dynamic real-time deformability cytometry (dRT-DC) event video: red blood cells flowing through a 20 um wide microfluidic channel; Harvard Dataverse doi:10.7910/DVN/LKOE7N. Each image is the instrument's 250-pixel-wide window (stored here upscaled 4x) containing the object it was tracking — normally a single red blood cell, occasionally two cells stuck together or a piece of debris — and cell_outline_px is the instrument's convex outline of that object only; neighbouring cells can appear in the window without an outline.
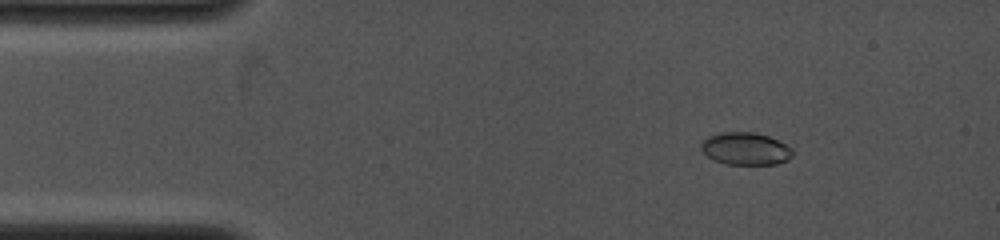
{"species": "common noctule bat (a hibernating species)", "species_latin": "Nyctalus noctula", "temperature_condition": "cold", "stored_images_in_passage": 36, "camera_frame_rate_fps": 4000, "um_per_image_px": 0.085, "animal": {"sex": "female", "body_mass_g": 19.0, "forearm_length_mm": 53.3}, "frame": {"image": 1, "passage_image": 1, "time_ms": 0.0, "image_size_px": [1000, 240], "cell_outline_px": [[792, 156], [788, 160], [776, 164], [724, 164], [708, 156], [700, 148], [700, 144], [708, 136], [720, 132], [756, 132], [768, 136], [792, 148]], "centroid_in_image_um": [63.36, 12.63], "position_along_channel_um": 21.6, "area_um2": 17.22}}
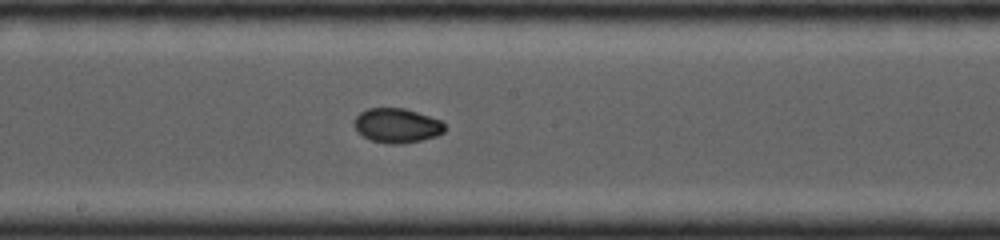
{"frame": {"image": 2, "passage_image": 18, "time_ms": 6.0, "image_size_px": [1000, 240], "cell_outline_px": [[448, 128], [444, 132], [436, 136], [420, 140], [400, 144], [388, 144], [372, 140], [364, 136], [356, 128], [356, 116], [360, 112], [368, 108], [404, 108], [440, 120]], "centroid_in_image_um": [33.78, 10.67], "position_along_channel_um": 214.4, "area_um2": 17.92}}
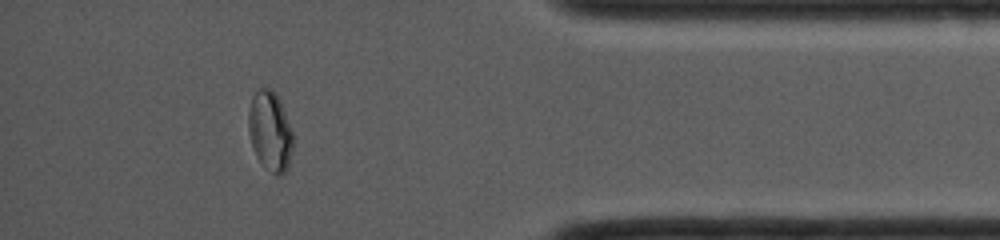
{"frame": {"image": 3, "passage_image": 32, "time_ms": 11.0, "image_size_px": [1000, 240], "cell_outline_px": [[292, 152], [288, 168], [280, 176], [264, 168], [256, 156], [252, 148], [248, 132], [248, 112], [252, 96], [260, 88], [272, 88], [276, 92], [280, 100], [292, 132]], "centroid_in_image_um": [22.94, 11.15], "position_along_channel_um": 412.3, "area_um2": 20.87}}